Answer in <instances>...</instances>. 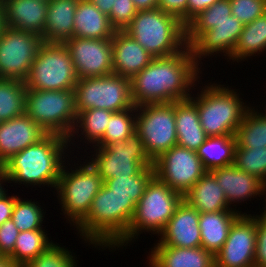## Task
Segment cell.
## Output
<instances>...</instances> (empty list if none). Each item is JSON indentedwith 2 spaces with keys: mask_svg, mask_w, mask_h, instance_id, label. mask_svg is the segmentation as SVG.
Wrapping results in <instances>:
<instances>
[{
  "mask_svg": "<svg viewBox=\"0 0 266 267\" xmlns=\"http://www.w3.org/2000/svg\"><path fill=\"white\" fill-rule=\"evenodd\" d=\"M201 67L195 62L188 45L174 55L153 58L148 66L130 79L134 105L189 99L197 82L200 83Z\"/></svg>",
  "mask_w": 266,
  "mask_h": 267,
  "instance_id": "1",
  "label": "cell"
},
{
  "mask_svg": "<svg viewBox=\"0 0 266 267\" xmlns=\"http://www.w3.org/2000/svg\"><path fill=\"white\" fill-rule=\"evenodd\" d=\"M69 148L74 149L69 147L68 138L48 133L37 143L13 155L1 168L10 184L32 188L42 185L55 190L65 161L72 155Z\"/></svg>",
  "mask_w": 266,
  "mask_h": 267,
  "instance_id": "2",
  "label": "cell"
},
{
  "mask_svg": "<svg viewBox=\"0 0 266 267\" xmlns=\"http://www.w3.org/2000/svg\"><path fill=\"white\" fill-rule=\"evenodd\" d=\"M135 208L136 204L132 199H118L103 183L92 200L86 218L75 231L89 246L93 245L92 247L99 250L109 248L112 251L127 235Z\"/></svg>",
  "mask_w": 266,
  "mask_h": 267,
  "instance_id": "3",
  "label": "cell"
},
{
  "mask_svg": "<svg viewBox=\"0 0 266 267\" xmlns=\"http://www.w3.org/2000/svg\"><path fill=\"white\" fill-rule=\"evenodd\" d=\"M204 85L199 86L202 90L192 94L190 99L196 104L199 121L206 135H235L250 107L242 101L240 93L229 85L211 82Z\"/></svg>",
  "mask_w": 266,
  "mask_h": 267,
  "instance_id": "4",
  "label": "cell"
},
{
  "mask_svg": "<svg viewBox=\"0 0 266 267\" xmlns=\"http://www.w3.org/2000/svg\"><path fill=\"white\" fill-rule=\"evenodd\" d=\"M154 58L181 52L186 46V26L159 8L138 11L124 30Z\"/></svg>",
  "mask_w": 266,
  "mask_h": 267,
  "instance_id": "5",
  "label": "cell"
},
{
  "mask_svg": "<svg viewBox=\"0 0 266 267\" xmlns=\"http://www.w3.org/2000/svg\"><path fill=\"white\" fill-rule=\"evenodd\" d=\"M182 200L183 195L181 193L172 190L154 176L136 204L127 235L112 250L116 251L118 248H124V246L126 248L128 244L136 241L135 239H138V236L143 232L159 236Z\"/></svg>",
  "mask_w": 266,
  "mask_h": 267,
  "instance_id": "6",
  "label": "cell"
},
{
  "mask_svg": "<svg viewBox=\"0 0 266 267\" xmlns=\"http://www.w3.org/2000/svg\"><path fill=\"white\" fill-rule=\"evenodd\" d=\"M64 164L55 190L61 212L71 226L77 227L87 216L92 200L103 186V180L92 164L85 159L80 165ZM84 163V164H83ZM69 164V165H68ZM69 168H67L68 166ZM79 165V166H76ZM71 168V169H70ZM70 169V171H69ZM73 169V170H72Z\"/></svg>",
  "mask_w": 266,
  "mask_h": 267,
  "instance_id": "7",
  "label": "cell"
},
{
  "mask_svg": "<svg viewBox=\"0 0 266 267\" xmlns=\"http://www.w3.org/2000/svg\"><path fill=\"white\" fill-rule=\"evenodd\" d=\"M25 113L47 133L68 138L77 119L74 91L27 88Z\"/></svg>",
  "mask_w": 266,
  "mask_h": 267,
  "instance_id": "8",
  "label": "cell"
},
{
  "mask_svg": "<svg viewBox=\"0 0 266 267\" xmlns=\"http://www.w3.org/2000/svg\"><path fill=\"white\" fill-rule=\"evenodd\" d=\"M87 156L103 182L109 178L138 175L145 167L153 166L140 136L134 132L124 141L106 147H93ZM91 157V158H90Z\"/></svg>",
  "mask_w": 266,
  "mask_h": 267,
  "instance_id": "9",
  "label": "cell"
},
{
  "mask_svg": "<svg viewBox=\"0 0 266 267\" xmlns=\"http://www.w3.org/2000/svg\"><path fill=\"white\" fill-rule=\"evenodd\" d=\"M78 77L64 43L43 42L33 61L26 87L34 90H73Z\"/></svg>",
  "mask_w": 266,
  "mask_h": 267,
  "instance_id": "10",
  "label": "cell"
},
{
  "mask_svg": "<svg viewBox=\"0 0 266 267\" xmlns=\"http://www.w3.org/2000/svg\"><path fill=\"white\" fill-rule=\"evenodd\" d=\"M73 91L77 114L93 108L121 112L134 106L130 79L114 73L78 79Z\"/></svg>",
  "mask_w": 266,
  "mask_h": 267,
  "instance_id": "11",
  "label": "cell"
},
{
  "mask_svg": "<svg viewBox=\"0 0 266 267\" xmlns=\"http://www.w3.org/2000/svg\"><path fill=\"white\" fill-rule=\"evenodd\" d=\"M135 132L153 162L176 146L175 102L137 106Z\"/></svg>",
  "mask_w": 266,
  "mask_h": 267,
  "instance_id": "12",
  "label": "cell"
},
{
  "mask_svg": "<svg viewBox=\"0 0 266 267\" xmlns=\"http://www.w3.org/2000/svg\"><path fill=\"white\" fill-rule=\"evenodd\" d=\"M42 43L38 34L6 27L0 36V78L25 81Z\"/></svg>",
  "mask_w": 266,
  "mask_h": 267,
  "instance_id": "13",
  "label": "cell"
},
{
  "mask_svg": "<svg viewBox=\"0 0 266 267\" xmlns=\"http://www.w3.org/2000/svg\"><path fill=\"white\" fill-rule=\"evenodd\" d=\"M153 166L155 176L182 195L207 172L197 152L178 145L159 156Z\"/></svg>",
  "mask_w": 266,
  "mask_h": 267,
  "instance_id": "14",
  "label": "cell"
},
{
  "mask_svg": "<svg viewBox=\"0 0 266 267\" xmlns=\"http://www.w3.org/2000/svg\"><path fill=\"white\" fill-rule=\"evenodd\" d=\"M256 219L241 214L232 224L228 238L216 253L215 267H254Z\"/></svg>",
  "mask_w": 266,
  "mask_h": 267,
  "instance_id": "15",
  "label": "cell"
},
{
  "mask_svg": "<svg viewBox=\"0 0 266 267\" xmlns=\"http://www.w3.org/2000/svg\"><path fill=\"white\" fill-rule=\"evenodd\" d=\"M78 79L113 74L111 39L73 37L64 42Z\"/></svg>",
  "mask_w": 266,
  "mask_h": 267,
  "instance_id": "16",
  "label": "cell"
},
{
  "mask_svg": "<svg viewBox=\"0 0 266 267\" xmlns=\"http://www.w3.org/2000/svg\"><path fill=\"white\" fill-rule=\"evenodd\" d=\"M243 26L244 24L234 15L229 16L225 21L215 23L214 28L205 31L190 46L195 62L198 65L203 64L201 60L207 56L216 55V58L217 54L220 57L222 53L221 56H225L227 60L230 59Z\"/></svg>",
  "mask_w": 266,
  "mask_h": 267,
  "instance_id": "17",
  "label": "cell"
},
{
  "mask_svg": "<svg viewBox=\"0 0 266 267\" xmlns=\"http://www.w3.org/2000/svg\"><path fill=\"white\" fill-rule=\"evenodd\" d=\"M155 246L195 248L201 246L199 212L185 200L177 206Z\"/></svg>",
  "mask_w": 266,
  "mask_h": 267,
  "instance_id": "18",
  "label": "cell"
},
{
  "mask_svg": "<svg viewBox=\"0 0 266 267\" xmlns=\"http://www.w3.org/2000/svg\"><path fill=\"white\" fill-rule=\"evenodd\" d=\"M47 134L26 113L0 122V167L13 155L37 143Z\"/></svg>",
  "mask_w": 266,
  "mask_h": 267,
  "instance_id": "19",
  "label": "cell"
},
{
  "mask_svg": "<svg viewBox=\"0 0 266 267\" xmlns=\"http://www.w3.org/2000/svg\"><path fill=\"white\" fill-rule=\"evenodd\" d=\"M111 43L112 69L116 75L131 79L154 58L125 31H116L111 38Z\"/></svg>",
  "mask_w": 266,
  "mask_h": 267,
  "instance_id": "20",
  "label": "cell"
},
{
  "mask_svg": "<svg viewBox=\"0 0 266 267\" xmlns=\"http://www.w3.org/2000/svg\"><path fill=\"white\" fill-rule=\"evenodd\" d=\"M6 26L44 35L48 2L44 0H1Z\"/></svg>",
  "mask_w": 266,
  "mask_h": 267,
  "instance_id": "21",
  "label": "cell"
},
{
  "mask_svg": "<svg viewBox=\"0 0 266 267\" xmlns=\"http://www.w3.org/2000/svg\"><path fill=\"white\" fill-rule=\"evenodd\" d=\"M223 190L230 206H236L251 198L261 197L262 182L256 176L241 171L235 165L217 168L210 171ZM236 203V204H234ZM234 204V205H232Z\"/></svg>",
  "mask_w": 266,
  "mask_h": 267,
  "instance_id": "22",
  "label": "cell"
},
{
  "mask_svg": "<svg viewBox=\"0 0 266 267\" xmlns=\"http://www.w3.org/2000/svg\"><path fill=\"white\" fill-rule=\"evenodd\" d=\"M148 255V267H215L214 255L201 246H153Z\"/></svg>",
  "mask_w": 266,
  "mask_h": 267,
  "instance_id": "23",
  "label": "cell"
},
{
  "mask_svg": "<svg viewBox=\"0 0 266 267\" xmlns=\"http://www.w3.org/2000/svg\"><path fill=\"white\" fill-rule=\"evenodd\" d=\"M79 0H50L42 40L64 43L73 38L74 16Z\"/></svg>",
  "mask_w": 266,
  "mask_h": 267,
  "instance_id": "24",
  "label": "cell"
},
{
  "mask_svg": "<svg viewBox=\"0 0 266 267\" xmlns=\"http://www.w3.org/2000/svg\"><path fill=\"white\" fill-rule=\"evenodd\" d=\"M241 214L243 212L239 209L199 213L201 247L215 256L228 238L230 227Z\"/></svg>",
  "mask_w": 266,
  "mask_h": 267,
  "instance_id": "25",
  "label": "cell"
},
{
  "mask_svg": "<svg viewBox=\"0 0 266 267\" xmlns=\"http://www.w3.org/2000/svg\"><path fill=\"white\" fill-rule=\"evenodd\" d=\"M115 32L108 15L89 0H79L74 16L73 37L111 39Z\"/></svg>",
  "mask_w": 266,
  "mask_h": 267,
  "instance_id": "26",
  "label": "cell"
},
{
  "mask_svg": "<svg viewBox=\"0 0 266 267\" xmlns=\"http://www.w3.org/2000/svg\"><path fill=\"white\" fill-rule=\"evenodd\" d=\"M177 145L197 151L208 137L199 121L196 104L189 98L175 101Z\"/></svg>",
  "mask_w": 266,
  "mask_h": 267,
  "instance_id": "27",
  "label": "cell"
},
{
  "mask_svg": "<svg viewBox=\"0 0 266 267\" xmlns=\"http://www.w3.org/2000/svg\"><path fill=\"white\" fill-rule=\"evenodd\" d=\"M183 200L199 213L236 210V207L231 208L228 204L223 190L210 171H207L193 187L183 195Z\"/></svg>",
  "mask_w": 266,
  "mask_h": 267,
  "instance_id": "28",
  "label": "cell"
},
{
  "mask_svg": "<svg viewBox=\"0 0 266 267\" xmlns=\"http://www.w3.org/2000/svg\"><path fill=\"white\" fill-rule=\"evenodd\" d=\"M266 51V12L253 22L245 24L227 61L240 62ZM258 54V55H256Z\"/></svg>",
  "mask_w": 266,
  "mask_h": 267,
  "instance_id": "29",
  "label": "cell"
},
{
  "mask_svg": "<svg viewBox=\"0 0 266 267\" xmlns=\"http://www.w3.org/2000/svg\"><path fill=\"white\" fill-rule=\"evenodd\" d=\"M113 113L114 112L112 111L99 108H93L79 112L77 114L74 129L71 135L68 137L69 147L71 144L72 146H75L76 143L74 142L76 141L74 140L76 138L79 139L81 135L80 141L83 140L84 143L92 144V146H94L104 136L106 128L109 124V119Z\"/></svg>",
  "mask_w": 266,
  "mask_h": 267,
  "instance_id": "30",
  "label": "cell"
},
{
  "mask_svg": "<svg viewBox=\"0 0 266 267\" xmlns=\"http://www.w3.org/2000/svg\"><path fill=\"white\" fill-rule=\"evenodd\" d=\"M236 148L235 135L211 136L198 148L199 156L206 171L234 165Z\"/></svg>",
  "mask_w": 266,
  "mask_h": 267,
  "instance_id": "31",
  "label": "cell"
},
{
  "mask_svg": "<svg viewBox=\"0 0 266 267\" xmlns=\"http://www.w3.org/2000/svg\"><path fill=\"white\" fill-rule=\"evenodd\" d=\"M250 106L236 130V148L266 147V117Z\"/></svg>",
  "mask_w": 266,
  "mask_h": 267,
  "instance_id": "32",
  "label": "cell"
},
{
  "mask_svg": "<svg viewBox=\"0 0 266 267\" xmlns=\"http://www.w3.org/2000/svg\"><path fill=\"white\" fill-rule=\"evenodd\" d=\"M44 230H29L19 233L13 253L8 257L17 267H23L55 243L52 240L50 241Z\"/></svg>",
  "mask_w": 266,
  "mask_h": 267,
  "instance_id": "33",
  "label": "cell"
},
{
  "mask_svg": "<svg viewBox=\"0 0 266 267\" xmlns=\"http://www.w3.org/2000/svg\"><path fill=\"white\" fill-rule=\"evenodd\" d=\"M26 89L23 80L0 78V122L25 113Z\"/></svg>",
  "mask_w": 266,
  "mask_h": 267,
  "instance_id": "34",
  "label": "cell"
},
{
  "mask_svg": "<svg viewBox=\"0 0 266 267\" xmlns=\"http://www.w3.org/2000/svg\"><path fill=\"white\" fill-rule=\"evenodd\" d=\"M231 15L230 1H217L186 25V44L190 47L205 31L214 28L215 23L225 21Z\"/></svg>",
  "mask_w": 266,
  "mask_h": 267,
  "instance_id": "35",
  "label": "cell"
},
{
  "mask_svg": "<svg viewBox=\"0 0 266 267\" xmlns=\"http://www.w3.org/2000/svg\"><path fill=\"white\" fill-rule=\"evenodd\" d=\"M154 176V166H149L145 167L138 175L109 178L104 181V184L118 199H132L137 204Z\"/></svg>",
  "mask_w": 266,
  "mask_h": 267,
  "instance_id": "36",
  "label": "cell"
},
{
  "mask_svg": "<svg viewBox=\"0 0 266 267\" xmlns=\"http://www.w3.org/2000/svg\"><path fill=\"white\" fill-rule=\"evenodd\" d=\"M136 106L121 112H114L106 128L104 136L93 147H106L107 145L124 141L135 132Z\"/></svg>",
  "mask_w": 266,
  "mask_h": 267,
  "instance_id": "37",
  "label": "cell"
},
{
  "mask_svg": "<svg viewBox=\"0 0 266 267\" xmlns=\"http://www.w3.org/2000/svg\"><path fill=\"white\" fill-rule=\"evenodd\" d=\"M46 211L38 203L18 197L15 201L11 220L14 222L20 232L29 230L43 229V220Z\"/></svg>",
  "mask_w": 266,
  "mask_h": 267,
  "instance_id": "38",
  "label": "cell"
},
{
  "mask_svg": "<svg viewBox=\"0 0 266 267\" xmlns=\"http://www.w3.org/2000/svg\"><path fill=\"white\" fill-rule=\"evenodd\" d=\"M234 165L241 171L266 181V147L235 148Z\"/></svg>",
  "mask_w": 266,
  "mask_h": 267,
  "instance_id": "39",
  "label": "cell"
},
{
  "mask_svg": "<svg viewBox=\"0 0 266 267\" xmlns=\"http://www.w3.org/2000/svg\"><path fill=\"white\" fill-rule=\"evenodd\" d=\"M71 250L53 243L45 252L27 262L23 267H77L78 260Z\"/></svg>",
  "mask_w": 266,
  "mask_h": 267,
  "instance_id": "40",
  "label": "cell"
},
{
  "mask_svg": "<svg viewBox=\"0 0 266 267\" xmlns=\"http://www.w3.org/2000/svg\"><path fill=\"white\" fill-rule=\"evenodd\" d=\"M232 15L244 25L253 22L266 12V0H229Z\"/></svg>",
  "mask_w": 266,
  "mask_h": 267,
  "instance_id": "41",
  "label": "cell"
},
{
  "mask_svg": "<svg viewBox=\"0 0 266 267\" xmlns=\"http://www.w3.org/2000/svg\"><path fill=\"white\" fill-rule=\"evenodd\" d=\"M137 12L132 0H115L111 13L108 15L110 24L116 31H124Z\"/></svg>",
  "mask_w": 266,
  "mask_h": 267,
  "instance_id": "42",
  "label": "cell"
},
{
  "mask_svg": "<svg viewBox=\"0 0 266 267\" xmlns=\"http://www.w3.org/2000/svg\"><path fill=\"white\" fill-rule=\"evenodd\" d=\"M256 219V247L254 267H266V218L252 215Z\"/></svg>",
  "mask_w": 266,
  "mask_h": 267,
  "instance_id": "43",
  "label": "cell"
},
{
  "mask_svg": "<svg viewBox=\"0 0 266 267\" xmlns=\"http://www.w3.org/2000/svg\"><path fill=\"white\" fill-rule=\"evenodd\" d=\"M19 233L20 231L11 219L0 226V254L2 257H9L13 253Z\"/></svg>",
  "mask_w": 266,
  "mask_h": 267,
  "instance_id": "44",
  "label": "cell"
},
{
  "mask_svg": "<svg viewBox=\"0 0 266 267\" xmlns=\"http://www.w3.org/2000/svg\"><path fill=\"white\" fill-rule=\"evenodd\" d=\"M188 0H159L158 8L167 14L177 17L185 26L187 25Z\"/></svg>",
  "mask_w": 266,
  "mask_h": 267,
  "instance_id": "45",
  "label": "cell"
},
{
  "mask_svg": "<svg viewBox=\"0 0 266 267\" xmlns=\"http://www.w3.org/2000/svg\"><path fill=\"white\" fill-rule=\"evenodd\" d=\"M6 192L0 197V226L11 219L13 207L19 195L9 196Z\"/></svg>",
  "mask_w": 266,
  "mask_h": 267,
  "instance_id": "46",
  "label": "cell"
},
{
  "mask_svg": "<svg viewBox=\"0 0 266 267\" xmlns=\"http://www.w3.org/2000/svg\"><path fill=\"white\" fill-rule=\"evenodd\" d=\"M219 0H188L187 5V24L200 12L212 6Z\"/></svg>",
  "mask_w": 266,
  "mask_h": 267,
  "instance_id": "47",
  "label": "cell"
},
{
  "mask_svg": "<svg viewBox=\"0 0 266 267\" xmlns=\"http://www.w3.org/2000/svg\"><path fill=\"white\" fill-rule=\"evenodd\" d=\"M138 11L158 8L159 0H132Z\"/></svg>",
  "mask_w": 266,
  "mask_h": 267,
  "instance_id": "48",
  "label": "cell"
},
{
  "mask_svg": "<svg viewBox=\"0 0 266 267\" xmlns=\"http://www.w3.org/2000/svg\"><path fill=\"white\" fill-rule=\"evenodd\" d=\"M92 2L102 13L109 15L112 10V5L115 4V0H89Z\"/></svg>",
  "mask_w": 266,
  "mask_h": 267,
  "instance_id": "49",
  "label": "cell"
},
{
  "mask_svg": "<svg viewBox=\"0 0 266 267\" xmlns=\"http://www.w3.org/2000/svg\"><path fill=\"white\" fill-rule=\"evenodd\" d=\"M6 27L7 26H6V21H5V11L3 7V3L0 0V36Z\"/></svg>",
  "mask_w": 266,
  "mask_h": 267,
  "instance_id": "50",
  "label": "cell"
},
{
  "mask_svg": "<svg viewBox=\"0 0 266 267\" xmlns=\"http://www.w3.org/2000/svg\"><path fill=\"white\" fill-rule=\"evenodd\" d=\"M6 182H8L7 177L5 176L3 169L0 167V197L7 192L6 188H4V185H6Z\"/></svg>",
  "mask_w": 266,
  "mask_h": 267,
  "instance_id": "51",
  "label": "cell"
},
{
  "mask_svg": "<svg viewBox=\"0 0 266 267\" xmlns=\"http://www.w3.org/2000/svg\"><path fill=\"white\" fill-rule=\"evenodd\" d=\"M0 267H17L10 258L1 257L0 258Z\"/></svg>",
  "mask_w": 266,
  "mask_h": 267,
  "instance_id": "52",
  "label": "cell"
},
{
  "mask_svg": "<svg viewBox=\"0 0 266 267\" xmlns=\"http://www.w3.org/2000/svg\"><path fill=\"white\" fill-rule=\"evenodd\" d=\"M260 195H261V197H262V195H264L266 197V181L262 182ZM265 203H266V198H265ZM264 209L265 210L260 215L256 214L255 216H262V217L266 218V205H265Z\"/></svg>",
  "mask_w": 266,
  "mask_h": 267,
  "instance_id": "53",
  "label": "cell"
},
{
  "mask_svg": "<svg viewBox=\"0 0 266 267\" xmlns=\"http://www.w3.org/2000/svg\"><path fill=\"white\" fill-rule=\"evenodd\" d=\"M266 107V106H265ZM266 109V108H263ZM265 112V113H264ZM264 112H261L262 115H264L266 117V110H264Z\"/></svg>",
  "mask_w": 266,
  "mask_h": 267,
  "instance_id": "54",
  "label": "cell"
}]
</instances>
